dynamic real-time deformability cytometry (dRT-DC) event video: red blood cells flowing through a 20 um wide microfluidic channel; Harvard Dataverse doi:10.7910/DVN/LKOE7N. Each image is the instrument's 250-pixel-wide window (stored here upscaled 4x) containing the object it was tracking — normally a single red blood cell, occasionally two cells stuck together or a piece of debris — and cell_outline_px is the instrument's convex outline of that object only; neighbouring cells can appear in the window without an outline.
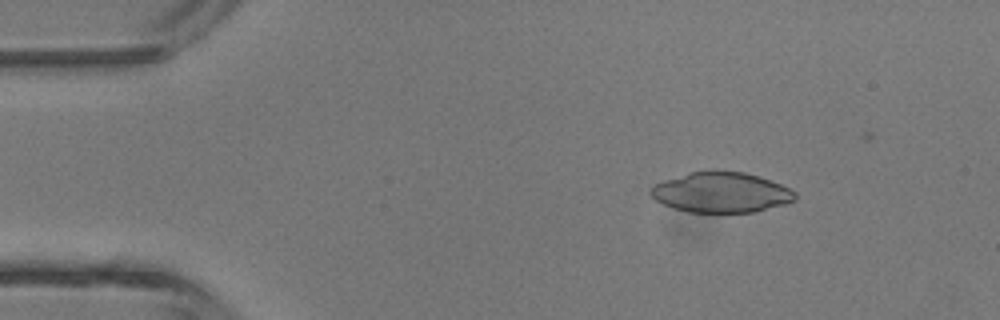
{"species": "common noctule bat (a hibernating species)", "species_latin": "Nyctalus noctula", "temperature_condition": "room temperature", "stored_images_in_passage": 4, "camera_frame_rate_fps": 3000, "um_per_image_px": 0.085, "animal": {"sex": "male", "body_mass_g": 13.3}, "frame": {"image": 1, "passage_image": 2, "time_ms": 1.0, "image_size_px": [1000, 320], "cell_outline_px": [[796, 200], [784, 204], [752, 212], [688, 212], [672, 208], [656, 200], [648, 192], [652, 184], [688, 172], [708, 168], [716, 168], [744, 172], [760, 176], [780, 184], [796, 192]], "centroid_in_image_um": [61.25, 16.31], "position_along_channel_um": 23.7, "area_um2": 34.56}}